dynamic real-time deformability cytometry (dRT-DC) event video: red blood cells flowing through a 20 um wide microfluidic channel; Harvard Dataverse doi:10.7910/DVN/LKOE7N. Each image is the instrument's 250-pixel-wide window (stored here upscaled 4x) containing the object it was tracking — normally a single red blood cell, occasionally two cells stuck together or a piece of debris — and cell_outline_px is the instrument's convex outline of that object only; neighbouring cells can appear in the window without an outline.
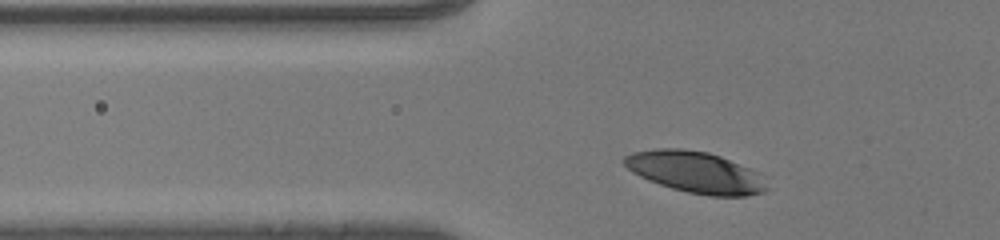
{"species": "human", "species_latin": "Homo sapiens", "temperature_condition": "room temperature", "stored_images_in_passage": 29, "camera_frame_rate_fps": 3000, "um_per_image_px": 0.085, "donor": {"sex": "male"}, "frame": {"image": 1, "passage_image": 4, "time_ms": 1.0, "image_size_px": [1000, 240], "cell_outline_px": [[768, 188], [764, 192], [748, 196], [708, 196], [688, 192], [672, 188], [648, 180], [632, 172], [624, 164], [624, 156], [632, 152], [656, 148], [684, 148], [708, 152], [720, 156], [748, 168], [756, 172]], "centroid_in_image_um": [59.08, 14.63], "position_along_channel_um": 66.7, "area_um2": 34.1}}
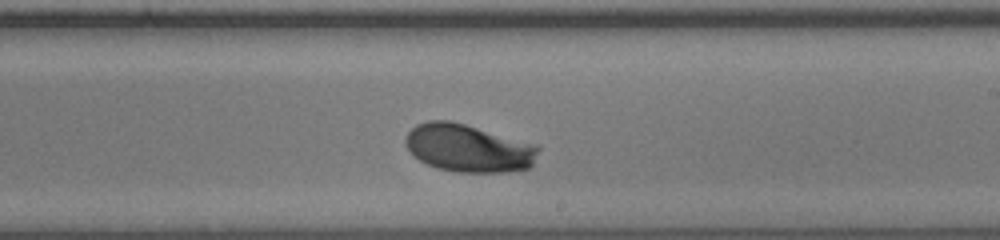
{"frame": {"image": 2, "passage_image": 18, "time_ms": 5.667, "image_size_px": [1000, 240], "cell_outline_px": [[540, 148], [532, 168], [508, 172], [456, 172], [436, 168], [412, 156], [408, 152], [404, 140], [408, 132], [416, 124], [428, 120], [452, 120], [536, 144]], "centroid_in_image_um": [39.81, 12.59], "position_along_channel_um": 249.2, "area_um2": 37.51}}
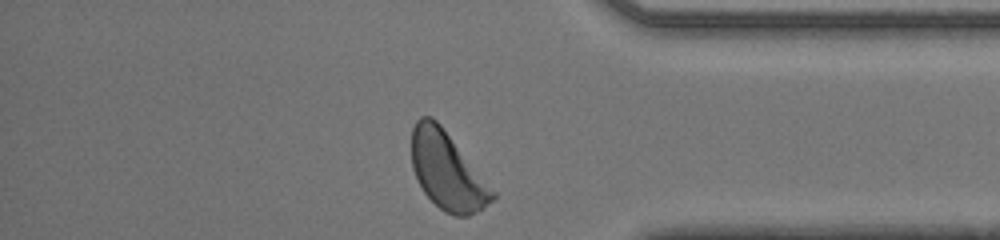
{"frame": {"image": 3, "passage_image": 29, "time_ms": 9.333, "image_size_px": [1000, 240], "cell_outline_px": [[496, 196], [484, 208], [468, 216], [456, 216], [444, 212], [424, 192], [412, 168], [412, 128], [416, 120], [420, 116], [432, 116], [440, 124], [496, 192]], "centroid_in_image_um": [38.01, 14.52], "position_along_channel_um": 397.2, "area_um2": 36.18}, "authors_computed_cell_mechanics": {"area_um2": 35.4892, "velocity_mm_per_s": 4.2338, "shape_relaxation_time_tau1_ms": 2.2703, "shape_relaxation_time_tau2_ms": null, "deformation_change_tau1": 0.1426, "deformation_change_tau2": null}}